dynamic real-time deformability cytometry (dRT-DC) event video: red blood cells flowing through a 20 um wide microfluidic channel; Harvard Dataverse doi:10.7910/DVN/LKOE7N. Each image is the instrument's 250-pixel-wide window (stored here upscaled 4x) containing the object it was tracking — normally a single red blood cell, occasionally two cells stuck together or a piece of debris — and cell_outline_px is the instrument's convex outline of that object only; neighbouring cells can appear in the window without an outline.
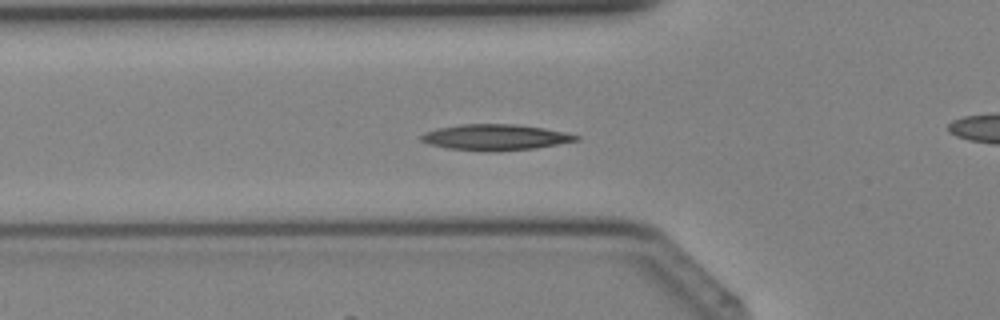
{"species": "Egyptian fruit bat (a non-hibernating species)", "species_latin": "Rousettus aegyptiacus", "temperature_condition": "cold", "stored_images_in_passage": 34, "camera_frame_rate_fps": 3000, "um_per_image_px": 0.085, "animal": {"sex": "female"}, "frame": {"image": 1, "passage_image": 7, "time_ms": 2.0, "image_size_px": [1000, 320], "cell_outline_px": [[580, 140], [536, 148], [448, 148], [428, 144], [420, 140], [420, 136], [424, 132], [440, 128], [460, 124], [516, 124], [544, 128], [564, 132], [580, 136]], "centroid_in_image_um": [42.13, 11.61], "position_along_channel_um": 83.7, "area_um2": 22.14}}
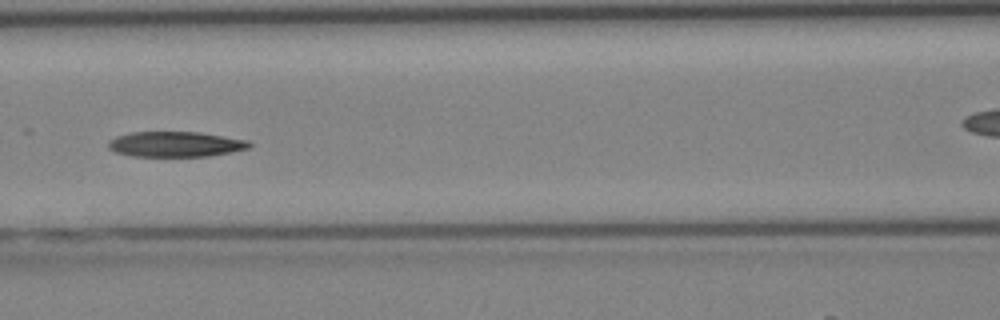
{"frame": {"image": 2, "passage_image": 11, "time_ms": 3.333, "image_size_px": [1000, 320], "cell_outline_px": [[252, 144], [248, 148], [208, 156], [132, 156], [116, 152], [108, 148], [108, 140], [116, 136], [132, 132], [200, 132], [248, 140]], "centroid_in_image_um": [14.88, 12.25], "position_along_channel_um": 151.7, "area_um2": 20.69}}
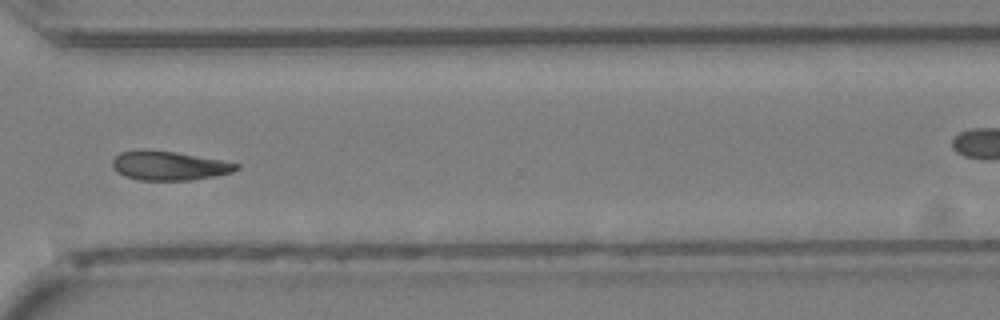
{"frame": {"image": 3, "passage_image": 23, "time_ms": 7.333, "image_size_px": [1000, 320], "cell_outline_px": [[240, 168], [232, 172], [192, 180], [140, 180], [124, 176], [112, 168], [112, 160], [120, 152], [144, 148], [176, 152], [220, 160], [240, 164]], "centroid_in_image_um": [14.32, 14.07], "position_along_channel_um": 356.3, "area_um2": 21.1}}